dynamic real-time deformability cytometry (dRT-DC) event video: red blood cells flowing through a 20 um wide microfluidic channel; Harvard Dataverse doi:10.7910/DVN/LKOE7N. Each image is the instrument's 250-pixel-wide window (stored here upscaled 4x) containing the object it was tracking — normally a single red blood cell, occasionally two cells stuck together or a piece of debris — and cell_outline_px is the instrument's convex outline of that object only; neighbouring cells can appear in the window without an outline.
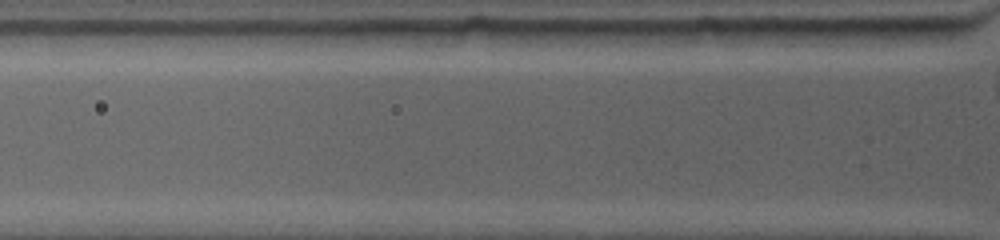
{"species": "common noctule bat (a hibernating species)", "species_latin": "Nyctalus noctula", "temperature_condition": "warm", "stored_images_in_passage": 3, "camera_frame_rate_fps": 4500, "um_per_image_px": 0.085, "animal": {"sex": "female", "body_mass_g": 19.0, "forearm_length_mm": 53.3}, "frame": {"image": 1, "passage_image": 3, "time_ms": 1.556, "image_size_px": [1000, 240], "cell_outline_px": [[776, 28], [768, 40], [764, 44], [724, 48], [684, 44], [672, 28]], "centroid_in_image_um": [61.56, 3.11], "position_along_channel_um": 64.2, "area_um2": 11.85}}